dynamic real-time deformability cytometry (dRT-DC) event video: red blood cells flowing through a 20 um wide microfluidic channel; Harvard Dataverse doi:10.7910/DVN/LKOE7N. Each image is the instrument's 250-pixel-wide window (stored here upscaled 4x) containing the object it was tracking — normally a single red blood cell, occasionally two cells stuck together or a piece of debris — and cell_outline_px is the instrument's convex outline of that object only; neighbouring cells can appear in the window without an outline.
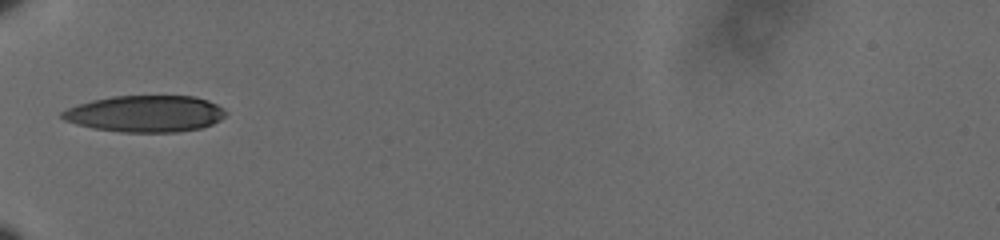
{"species": "human", "species_latin": "Homo sapiens", "temperature_condition": "cold", "stored_images_in_passage": 37, "camera_frame_rate_fps": 3000, "um_per_image_px": 0.085, "donor": {"sex": "male"}, "frame": {"image": 1, "passage_image": 1, "time_ms": 0.0, "image_size_px": [1000, 240], "cell_outline_px": [[228, 112], [220, 120], [212, 124], [200, 128], [176, 132], [120, 132], [92, 128], [76, 124], [64, 120], [60, 116], [60, 112], [68, 108], [92, 100], [112, 96], [196, 96], [208, 100], [224, 108]], "centroid_in_image_um": [12.36, 9.67], "position_along_channel_um": 72.6, "area_um2": 34.97}}
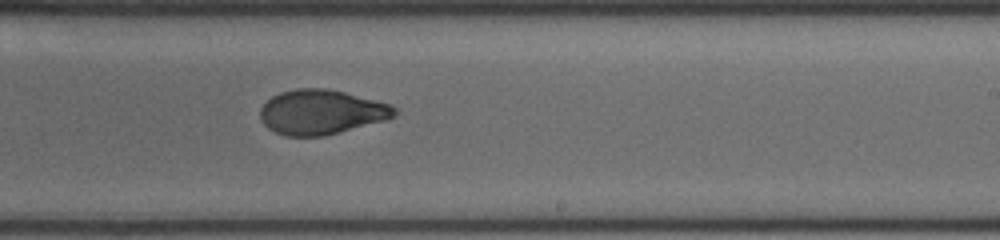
{"frame": {"image": 2, "passage_image": 17, "time_ms": 5.333, "image_size_px": [1000, 240], "cell_outline_px": [[396, 116], [388, 120], [324, 136], [284, 136], [268, 128], [260, 120], [260, 108], [272, 96], [280, 92], [296, 88], [328, 88], [376, 100], [388, 104], [396, 108]], "centroid_in_image_um": [27.31, 9.53], "position_along_channel_um": 261.7, "area_um2": 35.14}}
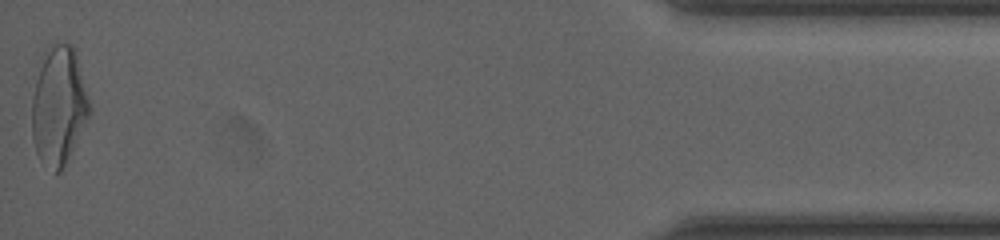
{"frame": {"image": 3, "passage_image": 37, "time_ms": 12.0, "image_size_px": [1000, 240], "cell_outline_px": [[92, 108], [60, 172], [56, 172], [40, 160], [36, 152], [32, 140], [32, 96], [36, 80], [48, 44], [72, 44], [76, 56]], "centroid_in_image_um": [4.97, 8.98], "position_along_channel_um": 430.2, "area_um2": 38.78}, "authors_computed_cell_mechanics": {"area_um2": 35.547, "velocity_mm_per_s": 3.6115, "shape_relaxation_time_tau1_ms": 5.365, "shape_relaxation_time_tau2_ms": 1.5115, "deformation_change_tau1": 0.1907, "deformation_change_tau2": 0.0641}}